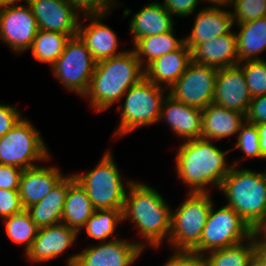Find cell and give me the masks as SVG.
<instances>
[{"label":"cell","instance_id":"1","mask_svg":"<svg viewBox=\"0 0 266 266\" xmlns=\"http://www.w3.org/2000/svg\"><path fill=\"white\" fill-rule=\"evenodd\" d=\"M134 50L96 62L85 97H90L92 107L103 111L125 97V93L134 84L145 77ZM143 69V70H142Z\"/></svg>","mask_w":266,"mask_h":266},{"label":"cell","instance_id":"2","mask_svg":"<svg viewBox=\"0 0 266 266\" xmlns=\"http://www.w3.org/2000/svg\"><path fill=\"white\" fill-rule=\"evenodd\" d=\"M178 149L176 170L178 177L190 185L191 193L207 192L208 184L221 186L232 166L225 163V152L212 144V141L203 138L187 140Z\"/></svg>","mask_w":266,"mask_h":266},{"label":"cell","instance_id":"3","mask_svg":"<svg viewBox=\"0 0 266 266\" xmlns=\"http://www.w3.org/2000/svg\"><path fill=\"white\" fill-rule=\"evenodd\" d=\"M127 186L129 194L126 193L124 201L123 220L129 218L135 222L144 239L158 248L170 234L171 210L154 188L133 181H128Z\"/></svg>","mask_w":266,"mask_h":266},{"label":"cell","instance_id":"4","mask_svg":"<svg viewBox=\"0 0 266 266\" xmlns=\"http://www.w3.org/2000/svg\"><path fill=\"white\" fill-rule=\"evenodd\" d=\"M233 164L219 189L228 198L227 206L232 207L255 232L266 218V172L236 170L238 162Z\"/></svg>","mask_w":266,"mask_h":266},{"label":"cell","instance_id":"5","mask_svg":"<svg viewBox=\"0 0 266 266\" xmlns=\"http://www.w3.org/2000/svg\"><path fill=\"white\" fill-rule=\"evenodd\" d=\"M85 189L92 206L97 209H123L126 198L119 170L110 151L106 152L95 169L74 175Z\"/></svg>","mask_w":266,"mask_h":266},{"label":"cell","instance_id":"6","mask_svg":"<svg viewBox=\"0 0 266 266\" xmlns=\"http://www.w3.org/2000/svg\"><path fill=\"white\" fill-rule=\"evenodd\" d=\"M164 91L146 77L131 86L126 92L125 104L119 106L122 112L116 134L121 136L141 126L158 122Z\"/></svg>","mask_w":266,"mask_h":266},{"label":"cell","instance_id":"7","mask_svg":"<svg viewBox=\"0 0 266 266\" xmlns=\"http://www.w3.org/2000/svg\"><path fill=\"white\" fill-rule=\"evenodd\" d=\"M211 206L208 192H189L181 206L171 212L169 238L177 250L192 251L199 244Z\"/></svg>","mask_w":266,"mask_h":266},{"label":"cell","instance_id":"8","mask_svg":"<svg viewBox=\"0 0 266 266\" xmlns=\"http://www.w3.org/2000/svg\"><path fill=\"white\" fill-rule=\"evenodd\" d=\"M254 234L255 232L232 207L225 205L215 212L212 203L199 244L192 251L202 255L208 250L243 243Z\"/></svg>","mask_w":266,"mask_h":266},{"label":"cell","instance_id":"9","mask_svg":"<svg viewBox=\"0 0 266 266\" xmlns=\"http://www.w3.org/2000/svg\"><path fill=\"white\" fill-rule=\"evenodd\" d=\"M47 159L49 155L39 131L24 118L0 137V164L24 170L37 166L31 161Z\"/></svg>","mask_w":266,"mask_h":266},{"label":"cell","instance_id":"10","mask_svg":"<svg viewBox=\"0 0 266 266\" xmlns=\"http://www.w3.org/2000/svg\"><path fill=\"white\" fill-rule=\"evenodd\" d=\"M96 61L81 38L67 41L63 53L52 65L53 73L71 91L85 95L94 74Z\"/></svg>","mask_w":266,"mask_h":266},{"label":"cell","instance_id":"11","mask_svg":"<svg viewBox=\"0 0 266 266\" xmlns=\"http://www.w3.org/2000/svg\"><path fill=\"white\" fill-rule=\"evenodd\" d=\"M218 69L194 62L188 65L183 75L169 88L174 99L203 110L213 102Z\"/></svg>","mask_w":266,"mask_h":266},{"label":"cell","instance_id":"12","mask_svg":"<svg viewBox=\"0 0 266 266\" xmlns=\"http://www.w3.org/2000/svg\"><path fill=\"white\" fill-rule=\"evenodd\" d=\"M39 28L30 6H6L0 11V38L14 51L30 49Z\"/></svg>","mask_w":266,"mask_h":266},{"label":"cell","instance_id":"13","mask_svg":"<svg viewBox=\"0 0 266 266\" xmlns=\"http://www.w3.org/2000/svg\"><path fill=\"white\" fill-rule=\"evenodd\" d=\"M144 246L138 242L112 239L71 256L68 266H129L139 257Z\"/></svg>","mask_w":266,"mask_h":266},{"label":"cell","instance_id":"14","mask_svg":"<svg viewBox=\"0 0 266 266\" xmlns=\"http://www.w3.org/2000/svg\"><path fill=\"white\" fill-rule=\"evenodd\" d=\"M251 100L245 75L238 64L218 69L213 104L246 115Z\"/></svg>","mask_w":266,"mask_h":266},{"label":"cell","instance_id":"15","mask_svg":"<svg viewBox=\"0 0 266 266\" xmlns=\"http://www.w3.org/2000/svg\"><path fill=\"white\" fill-rule=\"evenodd\" d=\"M40 30L77 34L78 12L66 0H25Z\"/></svg>","mask_w":266,"mask_h":266},{"label":"cell","instance_id":"16","mask_svg":"<svg viewBox=\"0 0 266 266\" xmlns=\"http://www.w3.org/2000/svg\"><path fill=\"white\" fill-rule=\"evenodd\" d=\"M78 231L64 223L39 228L30 249L25 252L31 261L43 262L54 259L70 247Z\"/></svg>","mask_w":266,"mask_h":266},{"label":"cell","instance_id":"17","mask_svg":"<svg viewBox=\"0 0 266 266\" xmlns=\"http://www.w3.org/2000/svg\"><path fill=\"white\" fill-rule=\"evenodd\" d=\"M164 118L178 136L186 138V140L201 138V109L181 103L168 94L163 99L159 121Z\"/></svg>","mask_w":266,"mask_h":266},{"label":"cell","instance_id":"18","mask_svg":"<svg viewBox=\"0 0 266 266\" xmlns=\"http://www.w3.org/2000/svg\"><path fill=\"white\" fill-rule=\"evenodd\" d=\"M56 167H32L23 170L19 195L24 209L41 201L63 179Z\"/></svg>","mask_w":266,"mask_h":266},{"label":"cell","instance_id":"19","mask_svg":"<svg viewBox=\"0 0 266 266\" xmlns=\"http://www.w3.org/2000/svg\"><path fill=\"white\" fill-rule=\"evenodd\" d=\"M192 60L217 69L239 63L237 55L236 33L230 31L224 35L200 43L192 51Z\"/></svg>","mask_w":266,"mask_h":266},{"label":"cell","instance_id":"20","mask_svg":"<svg viewBox=\"0 0 266 266\" xmlns=\"http://www.w3.org/2000/svg\"><path fill=\"white\" fill-rule=\"evenodd\" d=\"M231 13L217 6L202 9L196 16L190 36L184 39L186 46L193 51L200 43L229 33L234 25Z\"/></svg>","mask_w":266,"mask_h":266},{"label":"cell","instance_id":"21","mask_svg":"<svg viewBox=\"0 0 266 266\" xmlns=\"http://www.w3.org/2000/svg\"><path fill=\"white\" fill-rule=\"evenodd\" d=\"M104 15L105 13L87 14L86 17H91L93 21L87 27H82L81 23H79L77 32V35L85 43L96 62L125 52H116L118 38L110 27L100 22L101 17H104Z\"/></svg>","mask_w":266,"mask_h":266},{"label":"cell","instance_id":"22","mask_svg":"<svg viewBox=\"0 0 266 266\" xmlns=\"http://www.w3.org/2000/svg\"><path fill=\"white\" fill-rule=\"evenodd\" d=\"M192 61V51L184 43L179 49L154 59L145 70V77L157 86L163 82L170 88Z\"/></svg>","mask_w":266,"mask_h":266},{"label":"cell","instance_id":"23","mask_svg":"<svg viewBox=\"0 0 266 266\" xmlns=\"http://www.w3.org/2000/svg\"><path fill=\"white\" fill-rule=\"evenodd\" d=\"M246 117L244 114L215 105L209 104L202 110L203 139H221L239 132Z\"/></svg>","mask_w":266,"mask_h":266},{"label":"cell","instance_id":"24","mask_svg":"<svg viewBox=\"0 0 266 266\" xmlns=\"http://www.w3.org/2000/svg\"><path fill=\"white\" fill-rule=\"evenodd\" d=\"M75 180L74 175L65 176L41 201L26 209L38 228L61 223L66 194Z\"/></svg>","mask_w":266,"mask_h":266},{"label":"cell","instance_id":"25","mask_svg":"<svg viewBox=\"0 0 266 266\" xmlns=\"http://www.w3.org/2000/svg\"><path fill=\"white\" fill-rule=\"evenodd\" d=\"M171 14L157 2L144 6L136 13L130 23L134 43L143 37L160 35L173 30Z\"/></svg>","mask_w":266,"mask_h":266},{"label":"cell","instance_id":"26","mask_svg":"<svg viewBox=\"0 0 266 266\" xmlns=\"http://www.w3.org/2000/svg\"><path fill=\"white\" fill-rule=\"evenodd\" d=\"M94 211L85 189L75 180L67 191L61 221L79 231Z\"/></svg>","mask_w":266,"mask_h":266},{"label":"cell","instance_id":"27","mask_svg":"<svg viewBox=\"0 0 266 266\" xmlns=\"http://www.w3.org/2000/svg\"><path fill=\"white\" fill-rule=\"evenodd\" d=\"M237 25L241 29L239 33H236L239 63L258 60L254 55L266 49V16Z\"/></svg>","mask_w":266,"mask_h":266},{"label":"cell","instance_id":"28","mask_svg":"<svg viewBox=\"0 0 266 266\" xmlns=\"http://www.w3.org/2000/svg\"><path fill=\"white\" fill-rule=\"evenodd\" d=\"M185 43L184 39L178 40L174 37L173 30L160 34L143 37L134 43V51L141 65L142 57H147L146 66L154 59L179 49Z\"/></svg>","mask_w":266,"mask_h":266},{"label":"cell","instance_id":"29","mask_svg":"<svg viewBox=\"0 0 266 266\" xmlns=\"http://www.w3.org/2000/svg\"><path fill=\"white\" fill-rule=\"evenodd\" d=\"M76 35L77 34H63L39 29L30 47L32 55L38 61L53 65L63 53L65 45L70 37Z\"/></svg>","mask_w":266,"mask_h":266},{"label":"cell","instance_id":"30","mask_svg":"<svg viewBox=\"0 0 266 266\" xmlns=\"http://www.w3.org/2000/svg\"><path fill=\"white\" fill-rule=\"evenodd\" d=\"M249 243H240L231 247L210 251L207 256V266H247L249 260L256 253L258 236L255 234L249 239Z\"/></svg>","mask_w":266,"mask_h":266},{"label":"cell","instance_id":"31","mask_svg":"<svg viewBox=\"0 0 266 266\" xmlns=\"http://www.w3.org/2000/svg\"><path fill=\"white\" fill-rule=\"evenodd\" d=\"M123 209H97L85 223L86 232L94 240H103L114 234L115 226L123 221Z\"/></svg>","mask_w":266,"mask_h":266},{"label":"cell","instance_id":"32","mask_svg":"<svg viewBox=\"0 0 266 266\" xmlns=\"http://www.w3.org/2000/svg\"><path fill=\"white\" fill-rule=\"evenodd\" d=\"M7 236L17 244H25L27 252L36 238L38 227L32 221L28 211L23 209L10 217L5 218Z\"/></svg>","mask_w":266,"mask_h":266},{"label":"cell","instance_id":"33","mask_svg":"<svg viewBox=\"0 0 266 266\" xmlns=\"http://www.w3.org/2000/svg\"><path fill=\"white\" fill-rule=\"evenodd\" d=\"M238 65L243 70L251 97L266 95V61L259 58Z\"/></svg>","mask_w":266,"mask_h":266},{"label":"cell","instance_id":"34","mask_svg":"<svg viewBox=\"0 0 266 266\" xmlns=\"http://www.w3.org/2000/svg\"><path fill=\"white\" fill-rule=\"evenodd\" d=\"M234 5L233 22L237 24L250 22L266 16V0H230Z\"/></svg>","mask_w":266,"mask_h":266},{"label":"cell","instance_id":"35","mask_svg":"<svg viewBox=\"0 0 266 266\" xmlns=\"http://www.w3.org/2000/svg\"><path fill=\"white\" fill-rule=\"evenodd\" d=\"M235 148H240L248 157L263 158L260 152L259 133L255 124L247 121L239 130Z\"/></svg>","mask_w":266,"mask_h":266},{"label":"cell","instance_id":"36","mask_svg":"<svg viewBox=\"0 0 266 266\" xmlns=\"http://www.w3.org/2000/svg\"><path fill=\"white\" fill-rule=\"evenodd\" d=\"M18 190L0 189V216L10 217L23 210Z\"/></svg>","mask_w":266,"mask_h":266},{"label":"cell","instance_id":"37","mask_svg":"<svg viewBox=\"0 0 266 266\" xmlns=\"http://www.w3.org/2000/svg\"><path fill=\"white\" fill-rule=\"evenodd\" d=\"M164 266H207V262L204 254L177 250Z\"/></svg>","mask_w":266,"mask_h":266},{"label":"cell","instance_id":"38","mask_svg":"<svg viewBox=\"0 0 266 266\" xmlns=\"http://www.w3.org/2000/svg\"><path fill=\"white\" fill-rule=\"evenodd\" d=\"M73 8L87 14L108 13L113 0H66ZM112 1V2H111ZM111 3V4H110Z\"/></svg>","mask_w":266,"mask_h":266},{"label":"cell","instance_id":"39","mask_svg":"<svg viewBox=\"0 0 266 266\" xmlns=\"http://www.w3.org/2000/svg\"><path fill=\"white\" fill-rule=\"evenodd\" d=\"M23 169L0 164V189L19 190Z\"/></svg>","mask_w":266,"mask_h":266},{"label":"cell","instance_id":"40","mask_svg":"<svg viewBox=\"0 0 266 266\" xmlns=\"http://www.w3.org/2000/svg\"><path fill=\"white\" fill-rule=\"evenodd\" d=\"M245 117L251 124L266 123V95L252 98Z\"/></svg>","mask_w":266,"mask_h":266},{"label":"cell","instance_id":"41","mask_svg":"<svg viewBox=\"0 0 266 266\" xmlns=\"http://www.w3.org/2000/svg\"><path fill=\"white\" fill-rule=\"evenodd\" d=\"M21 119L16 107L0 104V137L8 133Z\"/></svg>","mask_w":266,"mask_h":266},{"label":"cell","instance_id":"42","mask_svg":"<svg viewBox=\"0 0 266 266\" xmlns=\"http://www.w3.org/2000/svg\"><path fill=\"white\" fill-rule=\"evenodd\" d=\"M199 0H164L162 5L172 15L187 16L192 14Z\"/></svg>","mask_w":266,"mask_h":266},{"label":"cell","instance_id":"43","mask_svg":"<svg viewBox=\"0 0 266 266\" xmlns=\"http://www.w3.org/2000/svg\"><path fill=\"white\" fill-rule=\"evenodd\" d=\"M259 133V145L261 155L266 159V123L256 125Z\"/></svg>","mask_w":266,"mask_h":266},{"label":"cell","instance_id":"44","mask_svg":"<svg viewBox=\"0 0 266 266\" xmlns=\"http://www.w3.org/2000/svg\"><path fill=\"white\" fill-rule=\"evenodd\" d=\"M264 231V232H263ZM261 232H263V234L261 233ZM260 234H262V235H264L263 237H261L260 238V240H259V238H258V241L260 242V243H265L266 244V218H265V220L263 221V223L255 230V235L256 236H258V235H260ZM262 238H263V240H262Z\"/></svg>","mask_w":266,"mask_h":266},{"label":"cell","instance_id":"45","mask_svg":"<svg viewBox=\"0 0 266 266\" xmlns=\"http://www.w3.org/2000/svg\"><path fill=\"white\" fill-rule=\"evenodd\" d=\"M247 266H266V263L257 253H255L249 260Z\"/></svg>","mask_w":266,"mask_h":266},{"label":"cell","instance_id":"46","mask_svg":"<svg viewBox=\"0 0 266 266\" xmlns=\"http://www.w3.org/2000/svg\"><path fill=\"white\" fill-rule=\"evenodd\" d=\"M256 253L264 260L266 263V244L265 243H260L258 241L257 246H256Z\"/></svg>","mask_w":266,"mask_h":266},{"label":"cell","instance_id":"47","mask_svg":"<svg viewBox=\"0 0 266 266\" xmlns=\"http://www.w3.org/2000/svg\"><path fill=\"white\" fill-rule=\"evenodd\" d=\"M18 2V0H0V11L3 10L6 6Z\"/></svg>","mask_w":266,"mask_h":266},{"label":"cell","instance_id":"48","mask_svg":"<svg viewBox=\"0 0 266 266\" xmlns=\"http://www.w3.org/2000/svg\"><path fill=\"white\" fill-rule=\"evenodd\" d=\"M207 1H209L211 3H214L217 6L218 5H221V6H223V5H229V3H230V0H207Z\"/></svg>","mask_w":266,"mask_h":266}]
</instances>
